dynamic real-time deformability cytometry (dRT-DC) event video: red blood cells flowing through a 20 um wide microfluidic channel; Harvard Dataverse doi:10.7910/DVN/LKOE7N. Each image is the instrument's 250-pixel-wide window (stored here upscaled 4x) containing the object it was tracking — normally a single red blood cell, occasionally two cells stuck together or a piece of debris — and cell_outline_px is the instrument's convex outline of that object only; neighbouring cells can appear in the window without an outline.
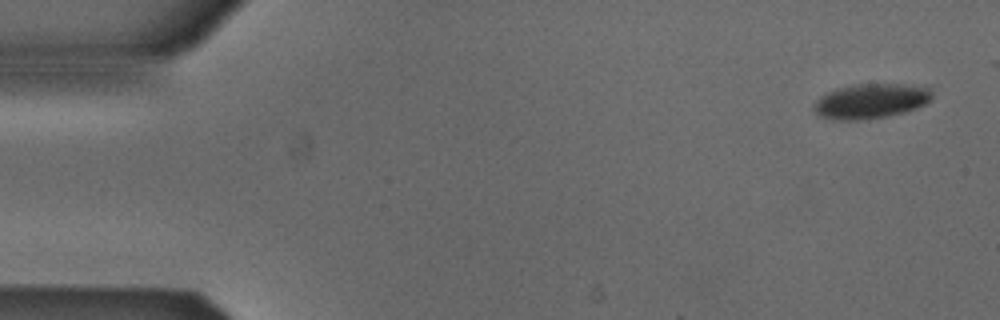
{"species": "Egyptian fruit bat (a non-hibernating species)", "species_latin": "Rousettus aegyptiacus", "temperature_condition": "cold", "stored_images_in_passage": 6, "camera_frame_rate_fps": 3000, "um_per_image_px": 0.085, "animal": {"sex": "male"}, "frame": {"image": 1, "passage_image": 1, "time_ms": 0.0, "image_size_px": [1000, 320], "cell_outline_px": [[932, 100], [916, 108], [904, 112], [888, 116], [860, 120], [832, 120], [820, 116], [812, 108], [812, 104], [820, 96], [836, 88], [856, 84], [904, 84], [928, 88], [932, 92]], "centroid_in_image_um": [73.98, 8.6], "position_along_channel_um": 11.0, "area_um2": 24.1}}
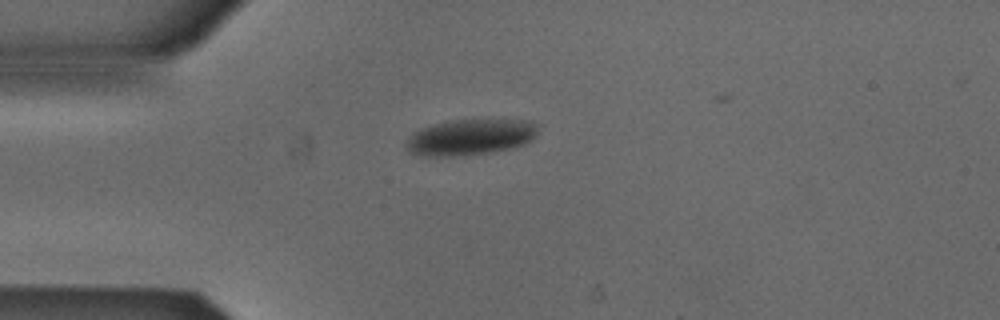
{"frame": {"image": 2, "passage_image": 4, "time_ms": 1.0, "image_size_px": [1000, 320], "cell_outline_px": [[540, 124], [536, 136], [532, 140], [524, 144], [508, 148], [488, 152], [452, 156], [428, 156], [412, 152], [404, 148], [408, 140], [416, 132], [424, 128], [448, 120], [532, 120]], "centroid_in_image_um": [40.07, 11.64], "position_along_channel_um": 44.9, "area_um2": 27.17}}
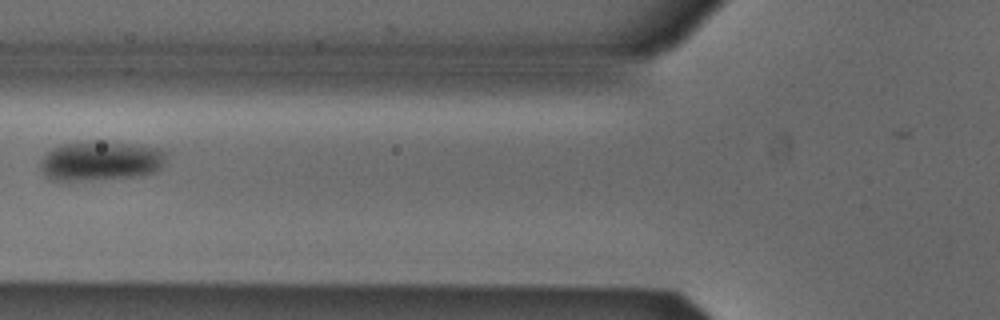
{"frame": {"image": 3, "passage_image": 6, "time_ms": 1.667, "image_size_px": [1000, 320], "cell_outline_px": [[164, 160], [160, 168], [156, 172], [140, 176], [92, 180], [52, 180], [44, 176], [40, 172], [40, 160], [52, 148], [64, 144], [136, 144], [156, 148], [164, 152]], "centroid_in_image_um": [8.51, 13.74], "position_along_channel_um": 117.3, "area_um2": 28.15}}